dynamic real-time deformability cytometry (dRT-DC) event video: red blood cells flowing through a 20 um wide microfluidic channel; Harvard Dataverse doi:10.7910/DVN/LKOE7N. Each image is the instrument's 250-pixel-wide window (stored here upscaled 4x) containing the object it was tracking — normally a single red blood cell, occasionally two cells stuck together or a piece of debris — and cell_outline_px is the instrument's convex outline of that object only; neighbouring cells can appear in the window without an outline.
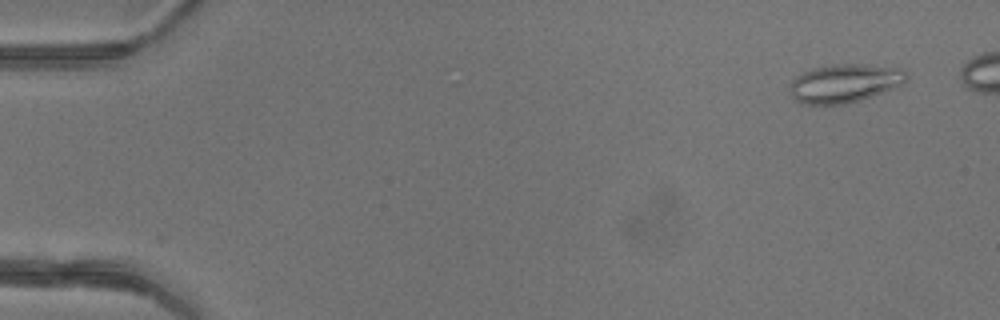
{"species": "common noctule bat (a hibernating species)", "species_latin": "Nyctalus noctula", "temperature_condition": "warm", "stored_images_in_passage": 45, "camera_frame_rate_fps": 3000, "um_per_image_px": 0.085, "animal": {"sex": "female"}, "frame": {"image": 1, "passage_image": 4, "time_ms": 1.0, "image_size_px": [1000, 320], "cell_outline_px": [[908, 80], [904, 84], [844, 104], [804, 104], [796, 100], [792, 96], [792, 80], [796, 76], [812, 68], [832, 64], [864, 64], [900, 68], [908, 76]], "centroid_in_image_um": [71.8, 7.05], "position_along_channel_um": 13.2, "area_um2": 25.66}}
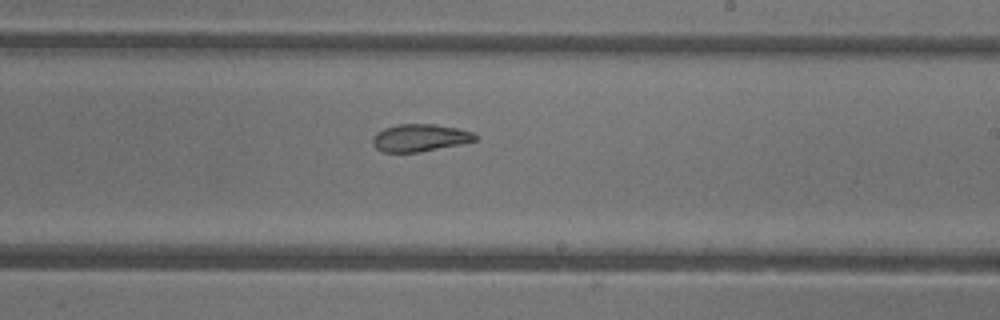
{"frame": {"image": 2, "passage_image": 30, "time_ms": 9.667, "image_size_px": [1000, 320], "cell_outline_px": [[480, 136], [476, 140], [460, 144], [420, 152], [384, 152], [376, 148], [372, 144], [372, 140], [376, 132], [384, 128], [396, 124], [436, 124], [456, 128], [472, 132]], "centroid_in_image_um": [35.68, 11.71], "position_along_channel_um": 253.3, "area_um2": 16.42}}
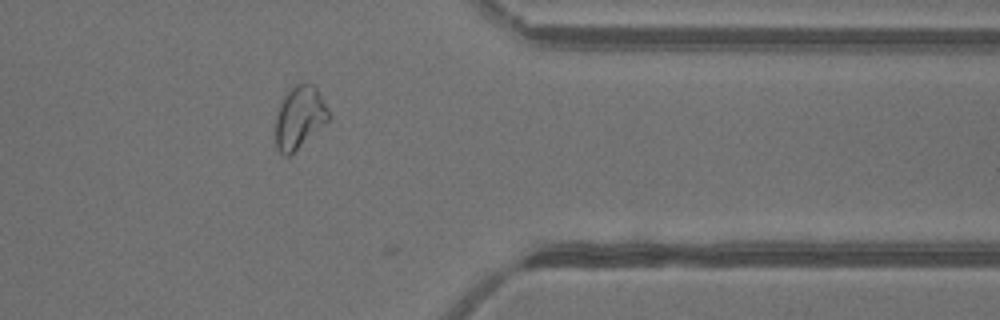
{"frame": {"image": 3, "passage_image": 40, "time_ms": 13.0, "image_size_px": [1000, 320], "cell_outline_px": [[328, 120], [324, 124], [288, 156], [284, 156], [276, 148], [276, 116], [280, 104], [284, 96], [296, 84], [312, 84], [316, 88], [328, 112]], "centroid_in_image_um": [25.41, 9.99], "position_along_channel_um": 386.0, "area_um2": 18.5}, "authors_computed_cell_mechanics": {"area_um2": 19.941, "velocity_mm_per_s": 4.3514, "shape_relaxation_time_tau1_ms": null, "shape_relaxation_time_tau2_ms": 2.654, "deformation_change_tau1": null, "deformation_change_tau2": 0.1055}}